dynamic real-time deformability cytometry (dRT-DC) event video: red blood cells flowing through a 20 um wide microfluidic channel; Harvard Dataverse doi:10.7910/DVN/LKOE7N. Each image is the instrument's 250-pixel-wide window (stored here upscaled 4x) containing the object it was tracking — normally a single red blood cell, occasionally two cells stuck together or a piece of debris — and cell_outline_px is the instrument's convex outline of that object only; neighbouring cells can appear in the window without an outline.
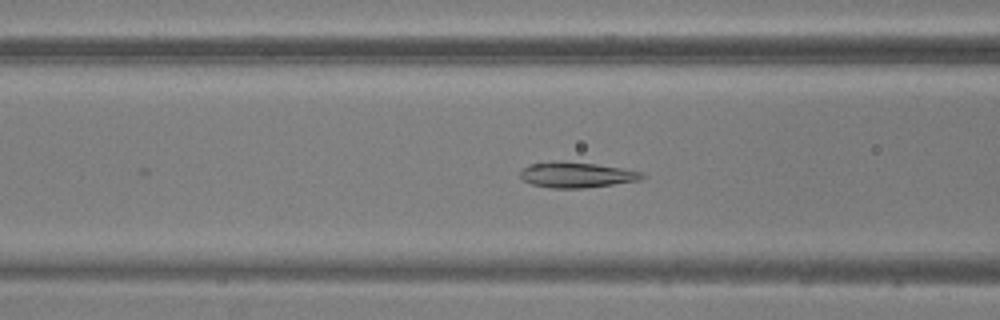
{"species": "common noctule bat (a hibernating species)", "species_latin": "Nyctalus noctula", "temperature_condition": "warm", "stored_images_in_passage": 40, "camera_frame_rate_fps": 3000, "um_per_image_px": 0.085, "animal": {"sex": "male", "body_mass_g": 20.5, "forearm_length_mm": 52.5}, "frame": {"image": 1, "passage_image": 19, "time_ms": 6.0, "image_size_px": [1000, 320], "cell_outline_px": [[648, 176], [640, 180], [584, 188], [552, 188], [532, 184], [524, 180], [520, 176], [520, 172], [528, 164], [596, 164], [620, 168], [640, 172]], "centroid_in_image_um": [49.06, 14.91], "position_along_channel_um": 117.5, "area_um2": 17.05}}
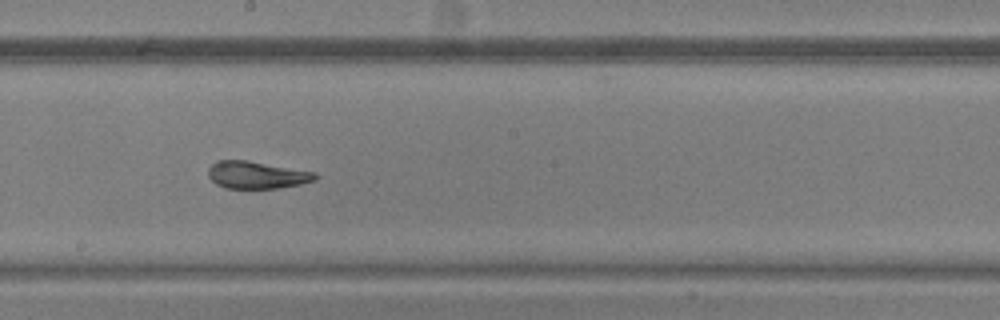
{"frame": {"image": 2, "passage_image": 27, "time_ms": 8.667, "image_size_px": [1000, 320], "cell_outline_px": [[320, 176], [316, 180], [300, 184], [276, 188], [224, 188], [216, 184], [208, 176], [208, 168], [216, 160], [248, 160], [316, 172]], "centroid_in_image_um": [21.83, 14.86], "position_along_channel_um": 226.4, "area_um2": 17.17}}
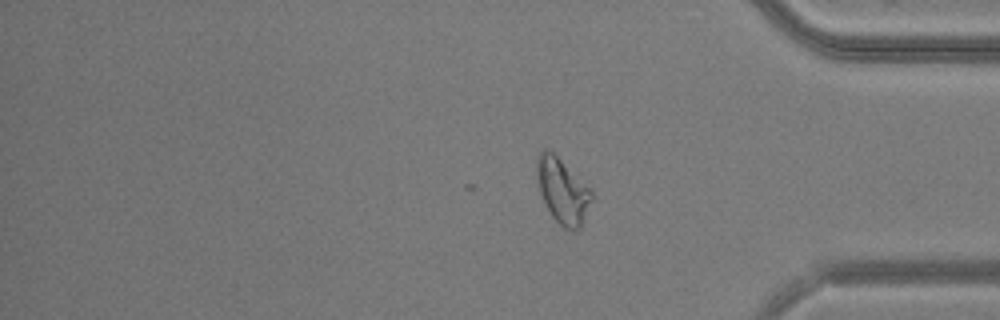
{"frame": {"image": 3, "passage_image": 40, "time_ms": 13.0, "image_size_px": [1000, 320], "cell_outline_px": [[592, 200], [580, 228], [564, 228], [552, 216], [540, 192], [536, 180], [536, 156], [544, 148], [548, 148], [592, 188]], "centroid_in_image_um": [47.81, 16.16], "position_along_channel_um": 387.4, "area_um2": 20.75}}